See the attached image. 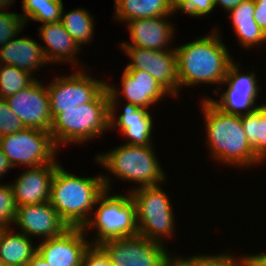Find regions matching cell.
<instances>
[{
	"mask_svg": "<svg viewBox=\"0 0 266 266\" xmlns=\"http://www.w3.org/2000/svg\"><path fill=\"white\" fill-rule=\"evenodd\" d=\"M216 25L212 31L203 37H195L193 41L184 42L175 46L177 54V77L180 91L183 87L219 85L225 76L234 58L226 44L223 42L222 30ZM219 84V85H218Z\"/></svg>",
	"mask_w": 266,
	"mask_h": 266,
	"instance_id": "1",
	"label": "cell"
},
{
	"mask_svg": "<svg viewBox=\"0 0 266 266\" xmlns=\"http://www.w3.org/2000/svg\"><path fill=\"white\" fill-rule=\"evenodd\" d=\"M205 145L209 158L235 169H254L264 163L254 154L242 126L241 116L221 111L209 99H200Z\"/></svg>",
	"mask_w": 266,
	"mask_h": 266,
	"instance_id": "2",
	"label": "cell"
},
{
	"mask_svg": "<svg viewBox=\"0 0 266 266\" xmlns=\"http://www.w3.org/2000/svg\"><path fill=\"white\" fill-rule=\"evenodd\" d=\"M95 163L106 172L102 173L105 189L113 190L111 176L123 183H133L127 192L144 186H154L168 182L167 173L160 164L156 149L152 146L121 144L116 148L95 154ZM109 174L111 176H109ZM127 181V182H126ZM136 184V185H135Z\"/></svg>",
	"mask_w": 266,
	"mask_h": 266,
	"instance_id": "3",
	"label": "cell"
},
{
	"mask_svg": "<svg viewBox=\"0 0 266 266\" xmlns=\"http://www.w3.org/2000/svg\"><path fill=\"white\" fill-rule=\"evenodd\" d=\"M104 190L102 173L79 176L60 164L52 179L49 202L69 227L83 228Z\"/></svg>",
	"mask_w": 266,
	"mask_h": 266,
	"instance_id": "4",
	"label": "cell"
},
{
	"mask_svg": "<svg viewBox=\"0 0 266 266\" xmlns=\"http://www.w3.org/2000/svg\"><path fill=\"white\" fill-rule=\"evenodd\" d=\"M110 106L107 88L92 102L71 109H62L53 119L50 128L58 149L68 144H82L108 133ZM71 143V144H70Z\"/></svg>",
	"mask_w": 266,
	"mask_h": 266,
	"instance_id": "5",
	"label": "cell"
},
{
	"mask_svg": "<svg viewBox=\"0 0 266 266\" xmlns=\"http://www.w3.org/2000/svg\"><path fill=\"white\" fill-rule=\"evenodd\" d=\"M111 192L105 189L99 195L91 218L83 226L87 236L94 232L92 239L90 238L91 245H99L109 239L139 235L136 205L131 194L127 191L125 195Z\"/></svg>",
	"mask_w": 266,
	"mask_h": 266,
	"instance_id": "6",
	"label": "cell"
},
{
	"mask_svg": "<svg viewBox=\"0 0 266 266\" xmlns=\"http://www.w3.org/2000/svg\"><path fill=\"white\" fill-rule=\"evenodd\" d=\"M162 183L144 186L131 192L136 205V221L138 233L152 241L166 245V240L176 236V218L174 206L165 192Z\"/></svg>",
	"mask_w": 266,
	"mask_h": 266,
	"instance_id": "7",
	"label": "cell"
},
{
	"mask_svg": "<svg viewBox=\"0 0 266 266\" xmlns=\"http://www.w3.org/2000/svg\"><path fill=\"white\" fill-rule=\"evenodd\" d=\"M0 148L12 168H34L57 162L59 149L48 131L27 128L0 137ZM57 156V158H56Z\"/></svg>",
	"mask_w": 266,
	"mask_h": 266,
	"instance_id": "8",
	"label": "cell"
},
{
	"mask_svg": "<svg viewBox=\"0 0 266 266\" xmlns=\"http://www.w3.org/2000/svg\"><path fill=\"white\" fill-rule=\"evenodd\" d=\"M244 71L241 62L236 63L234 60L229 66L225 80L220 84L224 89L222 91L218 89L214 93L218 98L215 99V96L213 98L210 95L209 97L204 95L202 98L209 99L221 111L228 114L241 116L254 111L260 106L257 99L261 97L259 94L262 87L254 69L248 70L249 72Z\"/></svg>",
	"mask_w": 266,
	"mask_h": 266,
	"instance_id": "9",
	"label": "cell"
},
{
	"mask_svg": "<svg viewBox=\"0 0 266 266\" xmlns=\"http://www.w3.org/2000/svg\"><path fill=\"white\" fill-rule=\"evenodd\" d=\"M88 70L91 71L90 67L78 69L67 76L57 75L46 84L52 119L62 113V109L94 101L106 89L108 79L91 76Z\"/></svg>",
	"mask_w": 266,
	"mask_h": 266,
	"instance_id": "10",
	"label": "cell"
},
{
	"mask_svg": "<svg viewBox=\"0 0 266 266\" xmlns=\"http://www.w3.org/2000/svg\"><path fill=\"white\" fill-rule=\"evenodd\" d=\"M99 246L108 255L110 262L118 266H166L173 256L168 245L140 235L109 239Z\"/></svg>",
	"mask_w": 266,
	"mask_h": 266,
	"instance_id": "11",
	"label": "cell"
},
{
	"mask_svg": "<svg viewBox=\"0 0 266 266\" xmlns=\"http://www.w3.org/2000/svg\"><path fill=\"white\" fill-rule=\"evenodd\" d=\"M129 58L126 70H141L150 74L173 98H179L176 50H150L132 46H119Z\"/></svg>",
	"mask_w": 266,
	"mask_h": 266,
	"instance_id": "12",
	"label": "cell"
},
{
	"mask_svg": "<svg viewBox=\"0 0 266 266\" xmlns=\"http://www.w3.org/2000/svg\"><path fill=\"white\" fill-rule=\"evenodd\" d=\"M120 78L121 84L116 86L107 81L109 100H121L124 97V102L150 110L167 96L172 98V95L145 71L123 68Z\"/></svg>",
	"mask_w": 266,
	"mask_h": 266,
	"instance_id": "13",
	"label": "cell"
},
{
	"mask_svg": "<svg viewBox=\"0 0 266 266\" xmlns=\"http://www.w3.org/2000/svg\"><path fill=\"white\" fill-rule=\"evenodd\" d=\"M121 103L123 106V111L118 110ZM125 103L123 100H109V130L119 131V134L123 136L122 138L126 139L125 143L123 144L136 146L155 145L153 144L155 119L153 120V114L151 113V110L139 108L131 103ZM118 111H122V113ZM117 112L119 115H117Z\"/></svg>",
	"mask_w": 266,
	"mask_h": 266,
	"instance_id": "14",
	"label": "cell"
},
{
	"mask_svg": "<svg viewBox=\"0 0 266 266\" xmlns=\"http://www.w3.org/2000/svg\"><path fill=\"white\" fill-rule=\"evenodd\" d=\"M41 82L37 78L28 87L5 99L25 127L49 132L52 124L50 98L46 85Z\"/></svg>",
	"mask_w": 266,
	"mask_h": 266,
	"instance_id": "15",
	"label": "cell"
},
{
	"mask_svg": "<svg viewBox=\"0 0 266 266\" xmlns=\"http://www.w3.org/2000/svg\"><path fill=\"white\" fill-rule=\"evenodd\" d=\"M170 17L161 16L140 18L125 23L130 40L119 42L118 46H132L150 50H173L175 31L174 23H171Z\"/></svg>",
	"mask_w": 266,
	"mask_h": 266,
	"instance_id": "16",
	"label": "cell"
},
{
	"mask_svg": "<svg viewBox=\"0 0 266 266\" xmlns=\"http://www.w3.org/2000/svg\"><path fill=\"white\" fill-rule=\"evenodd\" d=\"M12 227L33 240L40 237L39 241L60 236L70 228L49 201L17 207Z\"/></svg>",
	"mask_w": 266,
	"mask_h": 266,
	"instance_id": "17",
	"label": "cell"
},
{
	"mask_svg": "<svg viewBox=\"0 0 266 266\" xmlns=\"http://www.w3.org/2000/svg\"><path fill=\"white\" fill-rule=\"evenodd\" d=\"M89 239L82 227H70L60 236L39 241L37 253L50 266H81Z\"/></svg>",
	"mask_w": 266,
	"mask_h": 266,
	"instance_id": "18",
	"label": "cell"
},
{
	"mask_svg": "<svg viewBox=\"0 0 266 266\" xmlns=\"http://www.w3.org/2000/svg\"><path fill=\"white\" fill-rule=\"evenodd\" d=\"M37 30L39 38L44 43V45L42 43L40 45L50 66L55 63L57 65L58 63L69 64V66L71 64L76 67L75 70L88 66H85L83 61L78 58L83 48L66 31L61 21L40 25Z\"/></svg>",
	"mask_w": 266,
	"mask_h": 266,
	"instance_id": "19",
	"label": "cell"
},
{
	"mask_svg": "<svg viewBox=\"0 0 266 266\" xmlns=\"http://www.w3.org/2000/svg\"><path fill=\"white\" fill-rule=\"evenodd\" d=\"M60 164L27 168L12 181L16 206L33 205L50 200L51 183Z\"/></svg>",
	"mask_w": 266,
	"mask_h": 266,
	"instance_id": "20",
	"label": "cell"
},
{
	"mask_svg": "<svg viewBox=\"0 0 266 266\" xmlns=\"http://www.w3.org/2000/svg\"><path fill=\"white\" fill-rule=\"evenodd\" d=\"M22 32L24 29L15 38L0 47V64L15 66L37 79L35 77L37 70L50 64L37 39L35 40L31 36L22 37Z\"/></svg>",
	"mask_w": 266,
	"mask_h": 266,
	"instance_id": "21",
	"label": "cell"
},
{
	"mask_svg": "<svg viewBox=\"0 0 266 266\" xmlns=\"http://www.w3.org/2000/svg\"><path fill=\"white\" fill-rule=\"evenodd\" d=\"M229 14L230 23L239 45L246 50L266 45V32L254 20L255 1L244 0Z\"/></svg>",
	"mask_w": 266,
	"mask_h": 266,
	"instance_id": "22",
	"label": "cell"
},
{
	"mask_svg": "<svg viewBox=\"0 0 266 266\" xmlns=\"http://www.w3.org/2000/svg\"><path fill=\"white\" fill-rule=\"evenodd\" d=\"M114 17L124 24L135 19L174 16L173 0H114Z\"/></svg>",
	"mask_w": 266,
	"mask_h": 266,
	"instance_id": "23",
	"label": "cell"
},
{
	"mask_svg": "<svg viewBox=\"0 0 266 266\" xmlns=\"http://www.w3.org/2000/svg\"><path fill=\"white\" fill-rule=\"evenodd\" d=\"M16 231L11 227L0 233V258L5 266H25L37 253L33 239Z\"/></svg>",
	"mask_w": 266,
	"mask_h": 266,
	"instance_id": "24",
	"label": "cell"
},
{
	"mask_svg": "<svg viewBox=\"0 0 266 266\" xmlns=\"http://www.w3.org/2000/svg\"><path fill=\"white\" fill-rule=\"evenodd\" d=\"M95 16L84 8H77L71 11H62L61 23L75 42L82 48L93 41L95 36Z\"/></svg>",
	"mask_w": 266,
	"mask_h": 266,
	"instance_id": "25",
	"label": "cell"
},
{
	"mask_svg": "<svg viewBox=\"0 0 266 266\" xmlns=\"http://www.w3.org/2000/svg\"><path fill=\"white\" fill-rule=\"evenodd\" d=\"M22 17L25 26L29 20L41 25L61 21L63 0H22Z\"/></svg>",
	"mask_w": 266,
	"mask_h": 266,
	"instance_id": "26",
	"label": "cell"
},
{
	"mask_svg": "<svg viewBox=\"0 0 266 266\" xmlns=\"http://www.w3.org/2000/svg\"><path fill=\"white\" fill-rule=\"evenodd\" d=\"M252 112L241 115L243 129L254 154L266 161V138L264 129V102Z\"/></svg>",
	"mask_w": 266,
	"mask_h": 266,
	"instance_id": "27",
	"label": "cell"
},
{
	"mask_svg": "<svg viewBox=\"0 0 266 266\" xmlns=\"http://www.w3.org/2000/svg\"><path fill=\"white\" fill-rule=\"evenodd\" d=\"M35 78L15 66L0 64V98L14 95L28 87Z\"/></svg>",
	"mask_w": 266,
	"mask_h": 266,
	"instance_id": "28",
	"label": "cell"
},
{
	"mask_svg": "<svg viewBox=\"0 0 266 266\" xmlns=\"http://www.w3.org/2000/svg\"><path fill=\"white\" fill-rule=\"evenodd\" d=\"M225 251V252H224ZM231 252L224 249L222 252L204 254L197 253L190 256L188 255H179L189 266H245V255H234ZM185 256V257H184ZM237 256V257H236Z\"/></svg>",
	"mask_w": 266,
	"mask_h": 266,
	"instance_id": "29",
	"label": "cell"
},
{
	"mask_svg": "<svg viewBox=\"0 0 266 266\" xmlns=\"http://www.w3.org/2000/svg\"><path fill=\"white\" fill-rule=\"evenodd\" d=\"M14 3H16L15 0H0V47L27 27L20 14L10 12L9 9Z\"/></svg>",
	"mask_w": 266,
	"mask_h": 266,
	"instance_id": "30",
	"label": "cell"
},
{
	"mask_svg": "<svg viewBox=\"0 0 266 266\" xmlns=\"http://www.w3.org/2000/svg\"><path fill=\"white\" fill-rule=\"evenodd\" d=\"M0 183V226L11 228L13 226L17 206L11 182Z\"/></svg>",
	"mask_w": 266,
	"mask_h": 266,
	"instance_id": "31",
	"label": "cell"
},
{
	"mask_svg": "<svg viewBox=\"0 0 266 266\" xmlns=\"http://www.w3.org/2000/svg\"><path fill=\"white\" fill-rule=\"evenodd\" d=\"M173 8L176 15L181 12L188 17L202 19L213 13L215 4L214 0H173Z\"/></svg>",
	"mask_w": 266,
	"mask_h": 266,
	"instance_id": "32",
	"label": "cell"
},
{
	"mask_svg": "<svg viewBox=\"0 0 266 266\" xmlns=\"http://www.w3.org/2000/svg\"><path fill=\"white\" fill-rule=\"evenodd\" d=\"M24 128V124L11 110L6 99L0 98V137L13 134Z\"/></svg>",
	"mask_w": 266,
	"mask_h": 266,
	"instance_id": "33",
	"label": "cell"
},
{
	"mask_svg": "<svg viewBox=\"0 0 266 266\" xmlns=\"http://www.w3.org/2000/svg\"><path fill=\"white\" fill-rule=\"evenodd\" d=\"M108 255L99 245H90L84 254L81 266H109Z\"/></svg>",
	"mask_w": 266,
	"mask_h": 266,
	"instance_id": "34",
	"label": "cell"
},
{
	"mask_svg": "<svg viewBox=\"0 0 266 266\" xmlns=\"http://www.w3.org/2000/svg\"><path fill=\"white\" fill-rule=\"evenodd\" d=\"M255 1L254 20L266 32V0Z\"/></svg>",
	"mask_w": 266,
	"mask_h": 266,
	"instance_id": "35",
	"label": "cell"
},
{
	"mask_svg": "<svg viewBox=\"0 0 266 266\" xmlns=\"http://www.w3.org/2000/svg\"><path fill=\"white\" fill-rule=\"evenodd\" d=\"M245 266H266V249L264 252L246 253Z\"/></svg>",
	"mask_w": 266,
	"mask_h": 266,
	"instance_id": "36",
	"label": "cell"
},
{
	"mask_svg": "<svg viewBox=\"0 0 266 266\" xmlns=\"http://www.w3.org/2000/svg\"><path fill=\"white\" fill-rule=\"evenodd\" d=\"M243 1L244 0H214V4L215 9L218 6L220 9H222V11H225L224 13H228Z\"/></svg>",
	"mask_w": 266,
	"mask_h": 266,
	"instance_id": "37",
	"label": "cell"
},
{
	"mask_svg": "<svg viewBox=\"0 0 266 266\" xmlns=\"http://www.w3.org/2000/svg\"><path fill=\"white\" fill-rule=\"evenodd\" d=\"M12 166L8 162L7 156L4 154L2 149L0 148V183H3L1 179L5 177L11 170Z\"/></svg>",
	"mask_w": 266,
	"mask_h": 266,
	"instance_id": "38",
	"label": "cell"
},
{
	"mask_svg": "<svg viewBox=\"0 0 266 266\" xmlns=\"http://www.w3.org/2000/svg\"><path fill=\"white\" fill-rule=\"evenodd\" d=\"M25 266H50L46 260L36 253Z\"/></svg>",
	"mask_w": 266,
	"mask_h": 266,
	"instance_id": "39",
	"label": "cell"
},
{
	"mask_svg": "<svg viewBox=\"0 0 266 266\" xmlns=\"http://www.w3.org/2000/svg\"><path fill=\"white\" fill-rule=\"evenodd\" d=\"M166 266H189L179 254H173V256L168 260Z\"/></svg>",
	"mask_w": 266,
	"mask_h": 266,
	"instance_id": "40",
	"label": "cell"
},
{
	"mask_svg": "<svg viewBox=\"0 0 266 266\" xmlns=\"http://www.w3.org/2000/svg\"><path fill=\"white\" fill-rule=\"evenodd\" d=\"M264 129H265V138H266V102L264 103Z\"/></svg>",
	"mask_w": 266,
	"mask_h": 266,
	"instance_id": "41",
	"label": "cell"
},
{
	"mask_svg": "<svg viewBox=\"0 0 266 266\" xmlns=\"http://www.w3.org/2000/svg\"><path fill=\"white\" fill-rule=\"evenodd\" d=\"M0 266H5L1 258H0Z\"/></svg>",
	"mask_w": 266,
	"mask_h": 266,
	"instance_id": "42",
	"label": "cell"
},
{
	"mask_svg": "<svg viewBox=\"0 0 266 266\" xmlns=\"http://www.w3.org/2000/svg\"><path fill=\"white\" fill-rule=\"evenodd\" d=\"M109 266H118V265H115L114 263L110 262Z\"/></svg>",
	"mask_w": 266,
	"mask_h": 266,
	"instance_id": "43",
	"label": "cell"
}]
</instances>
